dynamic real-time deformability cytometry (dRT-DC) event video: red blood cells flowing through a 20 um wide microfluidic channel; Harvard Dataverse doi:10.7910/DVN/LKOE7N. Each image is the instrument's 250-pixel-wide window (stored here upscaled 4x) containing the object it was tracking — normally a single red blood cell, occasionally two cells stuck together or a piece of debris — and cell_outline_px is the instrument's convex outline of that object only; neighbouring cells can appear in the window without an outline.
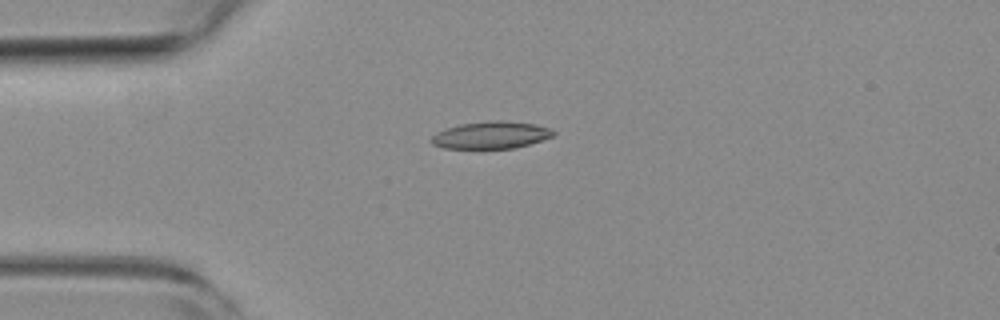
{"species": "common noctule bat (a hibernating species)", "species_latin": "Nyctalus noctula", "temperature_condition": "room temperature", "stored_images_in_passage": 42, "camera_frame_rate_fps": 3000, "um_per_image_px": 0.085, "animal": {"sex": "female", "body_mass_g": 19.3, "forearm_length_mm": 54.1}, "frame": {"image": 1, "passage_image": 1, "time_ms": 0.0, "image_size_px": [1000, 320], "cell_outline_px": [[556, 132], [552, 136], [528, 144], [512, 148], [444, 148], [432, 144], [432, 136], [436, 132], [460, 124], [488, 120], [500, 120], [532, 124], [548, 128]], "centroid_in_image_um": [41.7, 11.47], "position_along_channel_um": 43.3, "area_um2": 18.96}}
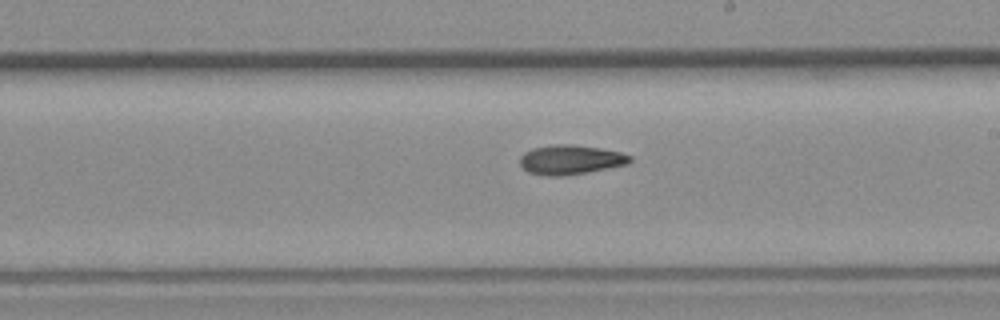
{"frame": {"image": 2, "passage_image": 18, "time_ms": 5.667, "image_size_px": [1000, 320], "cell_outline_px": [[632, 160], [628, 164], [588, 172], [564, 176], [548, 176], [528, 172], [520, 164], [520, 156], [524, 152], [532, 148], [552, 144], [572, 144], [600, 148], [620, 152], [632, 156]], "centroid_in_image_um": [48.49, 13.57], "position_along_channel_um": 240.5, "area_um2": 19.02}}
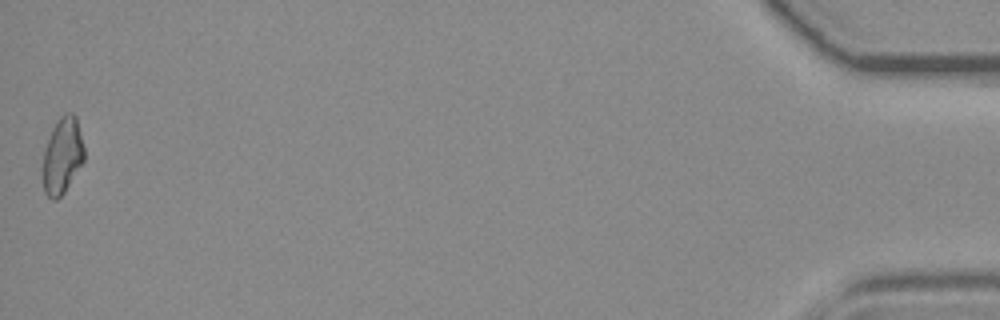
{"frame": {"image": 3, "passage_image": 41, "time_ms": 13.333, "image_size_px": [1000, 320], "cell_outline_px": [[84, 160], [64, 192], [56, 200], [52, 200], [44, 192], [44, 148], [52, 128], [56, 120], [64, 112], [72, 112], [76, 116], [84, 148]], "centroid_in_image_um": [5.31, 13.18], "position_along_channel_um": 429.9, "area_um2": 18.21}}